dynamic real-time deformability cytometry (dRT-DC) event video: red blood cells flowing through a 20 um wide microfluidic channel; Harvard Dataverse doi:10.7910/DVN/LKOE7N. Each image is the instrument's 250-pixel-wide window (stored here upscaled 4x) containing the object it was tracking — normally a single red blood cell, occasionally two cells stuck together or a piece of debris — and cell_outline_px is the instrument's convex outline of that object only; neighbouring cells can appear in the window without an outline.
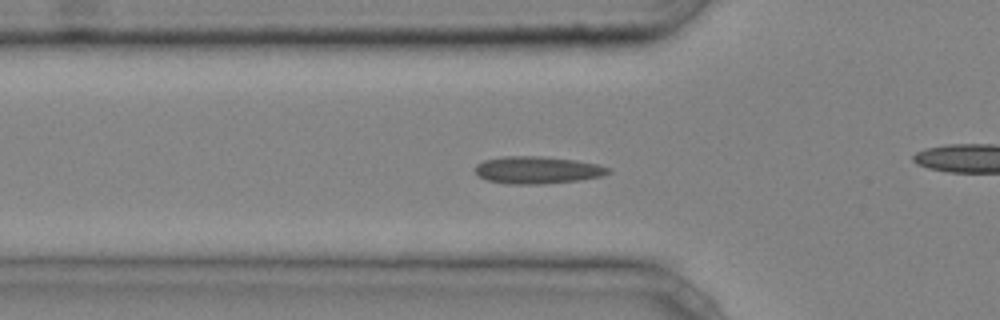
{"species": "common noctule bat (a hibernating species)", "species_latin": "Nyctalus noctula", "temperature_condition": "cold", "stored_images_in_passage": 32, "camera_frame_rate_fps": 3000, "um_per_image_px": 0.085, "animal": {"sex": "male", "body_mass_g": 20.4}, "frame": {"image": 1, "passage_image": 10, "time_ms": 3.0, "image_size_px": [1000, 320], "cell_outline_px": [[612, 172], [600, 176], [580, 180], [540, 184], [504, 184], [484, 180], [476, 172], [476, 164], [484, 160], [504, 156], [540, 156], [572, 160], [596, 164], [612, 168]], "centroid_in_image_um": [45.65, 14.46], "position_along_channel_um": 80.1, "area_um2": 21.15}}
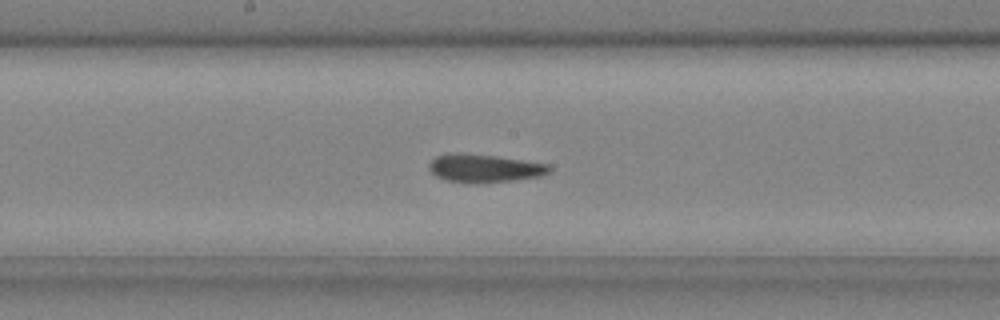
{"frame": {"image": 2, "passage_image": 19, "time_ms": 6.0, "image_size_px": [1000, 320], "cell_outline_px": [[552, 168], [548, 172], [540, 176], [512, 180], [476, 184], [444, 180], [436, 176], [428, 168], [428, 164], [436, 156], [452, 152], [456, 152], [496, 156], [548, 164]], "centroid_in_image_um": [41.12, 14.3], "position_along_channel_um": 207.1, "area_um2": 19.77}}
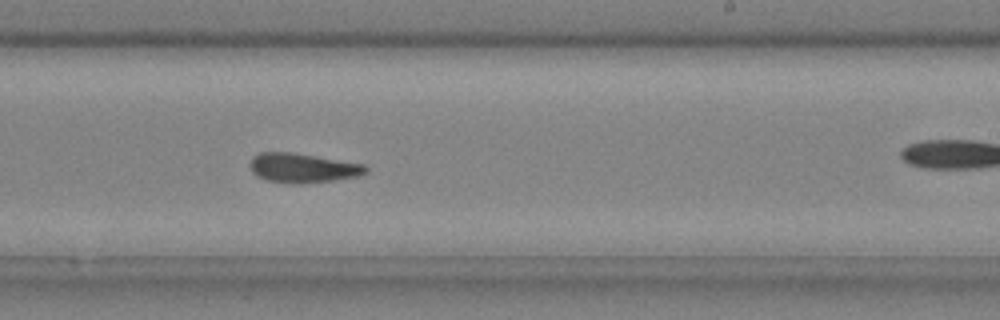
{"frame": {"image": 3, "passage_image": 23, "time_ms": 7.333, "image_size_px": [1000, 320], "cell_outline_px": [[368, 172], [360, 176], [332, 180], [296, 184], [292, 184], [264, 180], [256, 176], [252, 172], [248, 164], [252, 156], [260, 152], [292, 152], [364, 164], [368, 168]], "centroid_in_image_um": [25.68, 14.27], "position_along_channel_um": 263.3, "area_um2": 20.06}}